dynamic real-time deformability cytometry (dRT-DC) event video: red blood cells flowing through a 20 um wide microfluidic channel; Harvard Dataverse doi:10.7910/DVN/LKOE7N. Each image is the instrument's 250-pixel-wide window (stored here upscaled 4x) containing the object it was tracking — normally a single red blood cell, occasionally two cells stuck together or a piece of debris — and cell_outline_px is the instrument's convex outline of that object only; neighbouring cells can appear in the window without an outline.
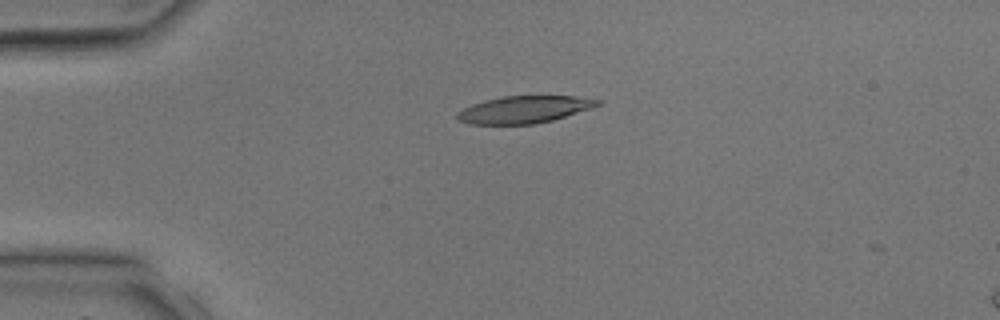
{"species": "common noctule bat (a hibernating species)", "species_latin": "Nyctalus noctula", "temperature_condition": "room temperature", "stored_images_in_passage": 4, "camera_frame_rate_fps": 3000, "um_per_image_px": 0.085, "animal": {"sex": "male", "body_mass_g": 17.9, "forearm_length_mm": 54.2}, "frame": {"image": 1, "passage_image": 3, "time_ms": 2.667, "image_size_px": [1000, 320], "cell_outline_px": [[600, 104], [592, 108], [552, 120], [536, 124], [468, 124], [456, 120], [456, 112], [472, 104], [484, 100], [504, 96], [576, 96], [600, 100]], "centroid_in_image_um": [44.51, 9.31], "position_along_channel_um": 40.5, "area_um2": 22.25}}